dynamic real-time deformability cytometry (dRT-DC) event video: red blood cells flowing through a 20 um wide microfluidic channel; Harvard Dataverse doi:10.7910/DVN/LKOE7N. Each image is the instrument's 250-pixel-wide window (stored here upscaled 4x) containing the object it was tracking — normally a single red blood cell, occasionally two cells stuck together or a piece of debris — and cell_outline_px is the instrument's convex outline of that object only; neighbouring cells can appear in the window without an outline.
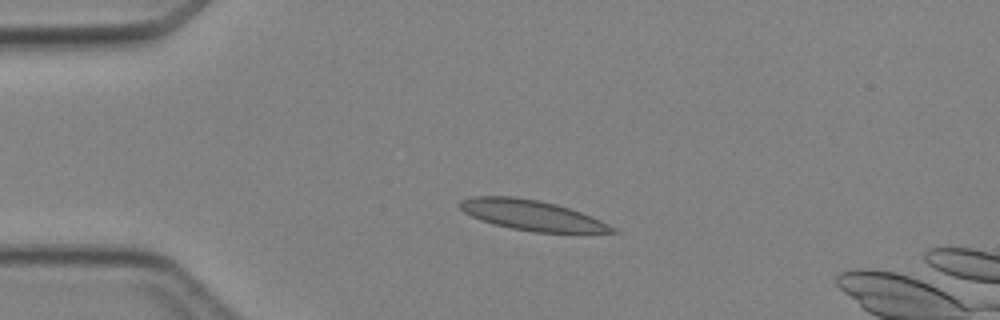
{"species": "Egyptian fruit bat (a non-hibernating species)", "species_latin": "Rousettus aegyptiacus", "temperature_condition": "cold", "stored_images_in_passage": 5, "camera_frame_rate_fps": 3000, "um_per_image_px": 0.085, "animal": {"sex": "female"}, "frame": {"image": 1, "passage_image": 3, "time_ms": 3.0, "image_size_px": [1000, 320], "cell_outline_px": [[620, 232], [532, 232], [492, 224], [480, 220], [464, 212], [460, 208], [460, 200], [472, 196], [512, 196], [540, 200], [556, 204], [580, 212], [600, 220], [616, 228]], "centroid_in_image_um": [45.16, 18.28], "position_along_channel_um": 39.8, "area_um2": 26.65}}
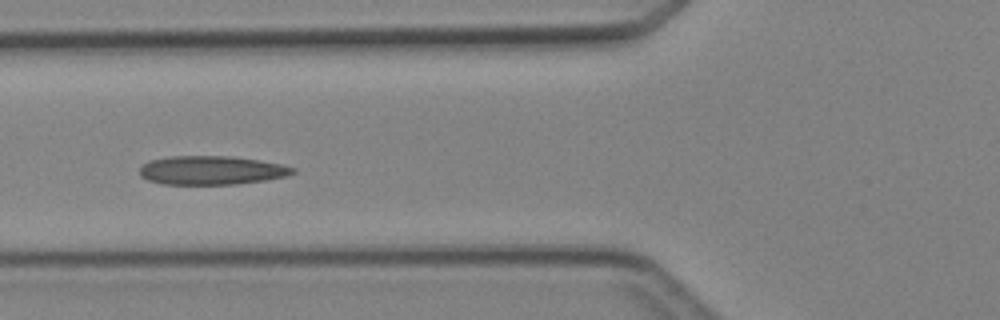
{"frame": {"image": 2, "passage_image": 5, "time_ms": 5.333, "image_size_px": [1000, 320], "cell_outline_px": [[296, 172], [284, 176], [264, 180], [236, 184], [160, 184], [148, 180], [140, 176], [140, 168], [148, 160], [172, 156], [232, 156], [280, 164], [296, 168]], "centroid_in_image_um": [17.93, 14.47], "position_along_channel_um": 107.9, "area_um2": 25.55}}